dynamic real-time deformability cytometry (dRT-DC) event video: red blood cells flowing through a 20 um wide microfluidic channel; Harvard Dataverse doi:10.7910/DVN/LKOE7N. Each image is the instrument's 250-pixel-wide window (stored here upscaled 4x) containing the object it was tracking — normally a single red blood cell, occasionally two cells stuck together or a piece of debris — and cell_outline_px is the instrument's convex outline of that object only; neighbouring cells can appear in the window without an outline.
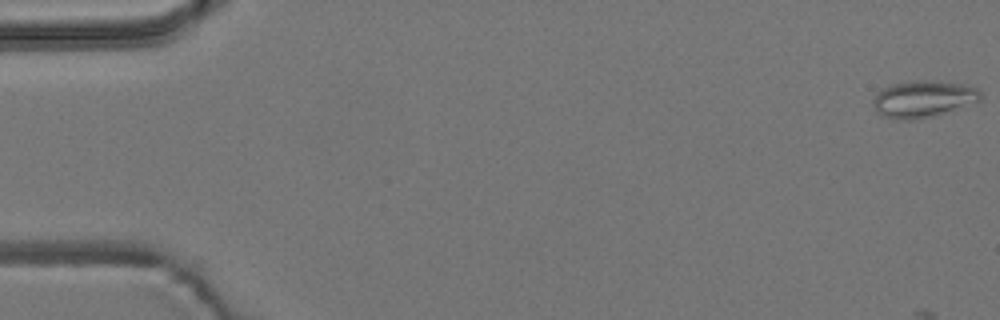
{"species": "common noctule bat (a hibernating species)", "species_latin": "Nyctalus noctula", "temperature_condition": "room temperature", "stored_images_in_passage": 5, "camera_frame_rate_fps": 3000, "um_per_image_px": 0.085, "animal": {"sex": "male", "body_mass_g": 19.2, "forearm_length_mm": 51.8}, "frame": {"image": 1, "passage_image": 1, "time_ms": 0.0, "image_size_px": [1000, 320], "cell_outline_px": [[980, 100], [940, 112], [912, 120], [908, 120], [884, 116], [872, 104], [872, 100], [876, 92], [892, 84], [916, 80], [920, 80], [964, 84], [976, 88], [980, 92]], "centroid_in_image_um": [78.41, 8.37], "position_along_channel_um": 6.6, "area_um2": 21.96}}